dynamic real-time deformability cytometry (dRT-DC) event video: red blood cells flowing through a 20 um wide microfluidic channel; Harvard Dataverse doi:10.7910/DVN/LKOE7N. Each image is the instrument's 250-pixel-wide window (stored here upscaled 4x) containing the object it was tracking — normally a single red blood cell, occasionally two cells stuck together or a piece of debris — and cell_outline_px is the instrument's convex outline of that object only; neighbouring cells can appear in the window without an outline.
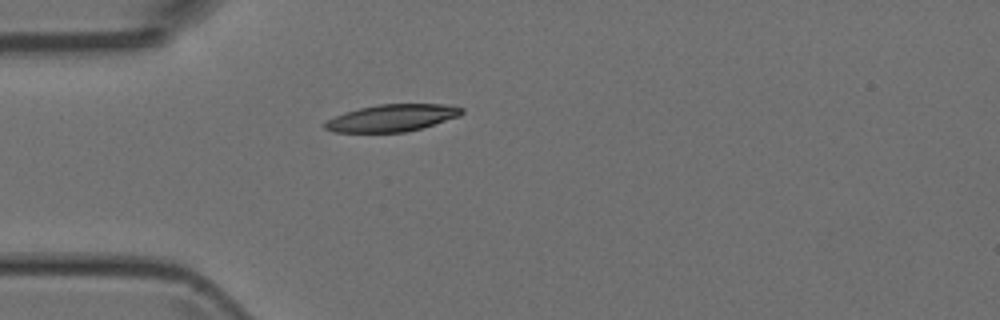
{"species": "Egyptian fruit bat (a non-hibernating species)", "species_latin": "Rousettus aegyptiacus", "temperature_condition": "room temperature", "stored_images_in_passage": 4, "camera_frame_rate_fps": 3000, "um_per_image_px": 0.085, "animal": {"sex": "female"}, "frame": {"image": 1, "passage_image": 4, "time_ms": 3.667, "image_size_px": [1000, 320], "cell_outline_px": [[464, 112], [460, 116], [424, 128], [404, 132], [332, 132], [324, 128], [324, 124], [328, 120], [344, 112], [360, 108], [380, 104], [440, 104], [464, 108]], "centroid_in_image_um": [33.35, 10.03], "position_along_channel_um": 51.6, "area_um2": 21.56}}